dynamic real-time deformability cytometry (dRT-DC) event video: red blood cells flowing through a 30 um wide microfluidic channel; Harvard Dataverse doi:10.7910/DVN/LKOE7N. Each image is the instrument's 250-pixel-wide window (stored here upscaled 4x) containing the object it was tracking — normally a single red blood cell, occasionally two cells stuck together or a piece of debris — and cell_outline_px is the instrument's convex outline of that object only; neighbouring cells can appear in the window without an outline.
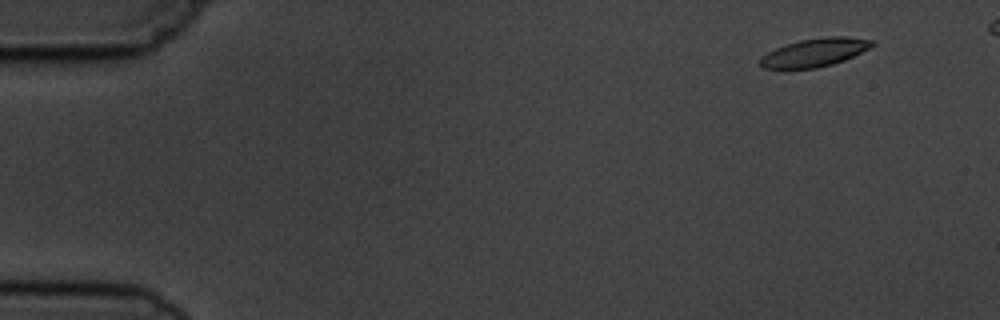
{"species": "common noctule bat (a hibernating species)", "species_latin": "Nyctalus noctula", "temperature_condition": "cold", "stored_images_in_passage": 5, "camera_frame_rate_fps": 3000, "um_per_image_px": 0.085, "animal": {"sex": "male", "body_mass_g": 19.5, "forearm_length_mm": 54.6}, "frame": {"image": 1, "passage_image": 1, "time_ms": 0.0, "image_size_px": [1000, 320], "cell_outline_px": [[876, 44], [844, 60], [832, 64], [816, 68], [764, 68], [760, 64], [760, 60], [768, 52], [784, 44], [800, 40], [828, 36], [848, 36], [872, 40]], "centroid_in_image_um": [69.27, 4.44], "position_along_channel_um": 15.7, "area_um2": 18.15}}